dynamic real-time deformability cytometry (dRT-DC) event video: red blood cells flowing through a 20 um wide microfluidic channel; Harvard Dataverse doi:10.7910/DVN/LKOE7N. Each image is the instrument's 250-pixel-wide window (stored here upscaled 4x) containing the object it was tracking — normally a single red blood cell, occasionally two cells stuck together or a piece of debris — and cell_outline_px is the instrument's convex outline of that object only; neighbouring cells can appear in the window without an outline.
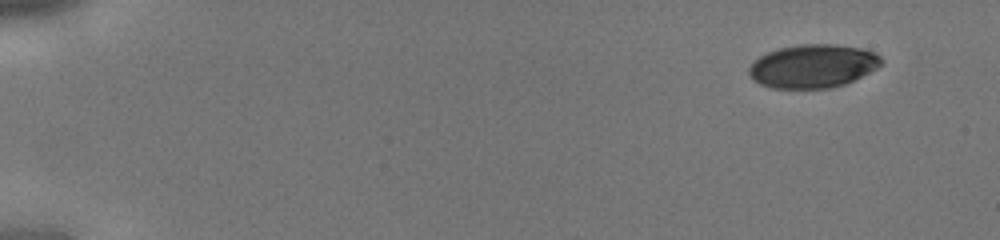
{"species": "human", "species_latin": "Homo sapiens", "temperature_condition": "cold", "stored_images_in_passage": 41, "camera_frame_rate_fps": 3000, "um_per_image_px": 0.085, "donor": {"sex": "male"}, "frame": {"image": 1, "passage_image": 1, "time_ms": 0.0, "image_size_px": [1000, 240], "cell_outline_px": [[884, 64], [844, 84], [832, 88], [772, 88], [760, 84], [748, 72], [748, 68], [760, 56], [768, 52], [780, 48], [800, 44], [832, 44], [860, 48], [876, 52], [884, 60]], "centroid_in_image_um": [69.13, 5.61], "position_along_channel_um": 15.9, "area_um2": 33.23}}
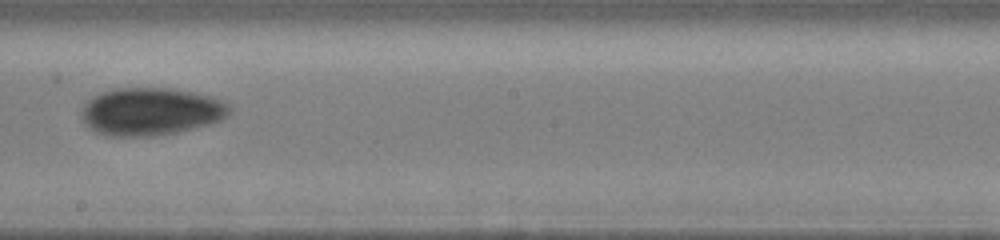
{"frame": {"image": 2, "passage_image": 24, "time_ms": 7.667, "image_size_px": [1000, 240], "cell_outline_px": [[232, 112], [220, 120], [208, 124], [176, 132], [152, 136], [104, 136], [88, 128], [80, 120], [80, 108], [92, 96], [100, 92], [112, 88], [172, 88], [212, 96], [228, 104], [232, 108]], "centroid_in_image_um": [12.75, 9.47], "position_along_channel_um": 235.5, "area_um2": 41.62}}
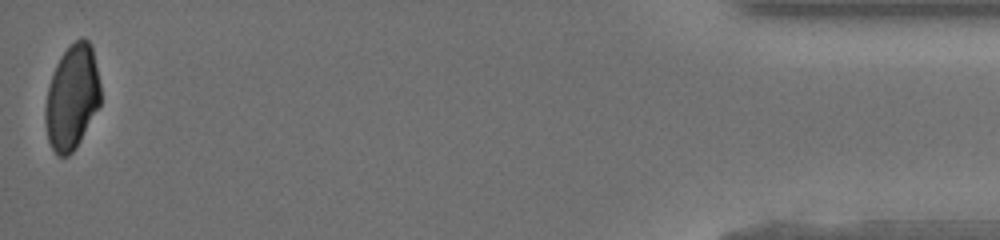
{"frame": {"image": 3, "passage_image": 41, "time_ms": 13.333, "image_size_px": [1000, 240], "cell_outline_px": [[100, 104], [76, 148], [68, 156], [60, 156], [52, 148], [48, 140], [44, 120], [44, 108], [48, 88], [56, 64], [60, 56], [76, 40], [84, 36], [92, 44], [100, 84]], "centroid_in_image_um": [6.12, 8.26], "position_along_channel_um": 429.1, "area_um2": 33.64}}